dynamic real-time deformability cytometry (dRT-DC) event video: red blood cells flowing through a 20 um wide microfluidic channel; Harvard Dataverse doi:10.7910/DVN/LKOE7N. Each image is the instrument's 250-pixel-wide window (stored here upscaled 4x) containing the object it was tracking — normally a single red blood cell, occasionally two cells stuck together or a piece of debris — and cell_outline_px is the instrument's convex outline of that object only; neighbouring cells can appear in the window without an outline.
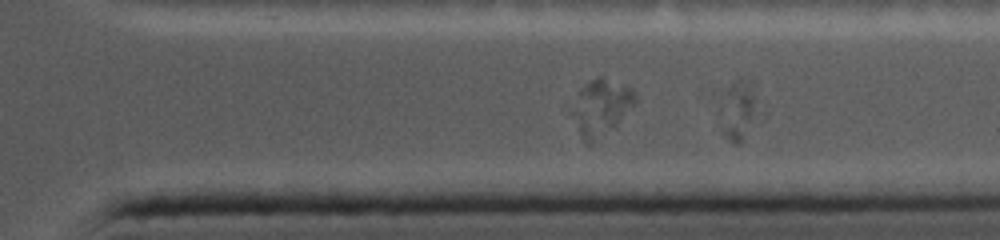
{"species": "common noctule bat (a hibernating species)", "species_latin": "Nyctalus noctula", "temperature_condition": "cold", "stored_images_in_passage": 37, "camera_frame_rate_fps": 5000, "um_per_image_px": 0.085, "animal": {"sex": "female", "body_mass_g": 19.0, "forearm_length_mm": 56.7}, "frame": {"image": 1, "passage_image": 28, "time_ms": 9.2, "image_size_px": [1000, 240], "cell_outline_px": [[752, 112], [740, 144], [732, 144], [724, 136], [720, 112], [720, 92], [732, 80], [748, 80], [752, 96]], "centroid_in_image_um": [62.54, 9.32], "position_along_channel_um": 348.9, "area_um2": 11.85}}